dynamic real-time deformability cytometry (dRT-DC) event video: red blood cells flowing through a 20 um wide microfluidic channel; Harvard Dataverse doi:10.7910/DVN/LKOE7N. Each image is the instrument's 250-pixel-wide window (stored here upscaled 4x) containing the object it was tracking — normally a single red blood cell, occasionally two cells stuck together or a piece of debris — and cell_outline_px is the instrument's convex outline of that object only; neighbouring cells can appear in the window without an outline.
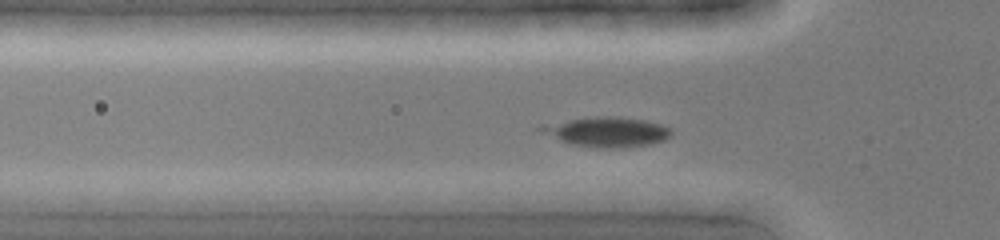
{"species": "common noctule bat (a hibernating species)", "species_latin": "Nyctalus noctula", "temperature_condition": "cold", "stored_images_in_passage": 4, "segment_of_instrument_passage": [1, 2], "camera_frame_rate_fps": 3000, "um_per_image_px": 0.085, "animal": {"sex": "female", "body_mass_g": 19.0, "forearm_length_mm": 51.5}, "frame": {"image": 1, "passage_image": 3, "time_ms": 0.667, "image_size_px": [1000, 240], "cell_outline_px": [[588, 200], [568, 212], [364, 200], [372, 192], [528, 192]], "centroid_in_image_um": [41.13, 16.99], "position_along_channel_um": 84.7, "area_um2": 20.69}}